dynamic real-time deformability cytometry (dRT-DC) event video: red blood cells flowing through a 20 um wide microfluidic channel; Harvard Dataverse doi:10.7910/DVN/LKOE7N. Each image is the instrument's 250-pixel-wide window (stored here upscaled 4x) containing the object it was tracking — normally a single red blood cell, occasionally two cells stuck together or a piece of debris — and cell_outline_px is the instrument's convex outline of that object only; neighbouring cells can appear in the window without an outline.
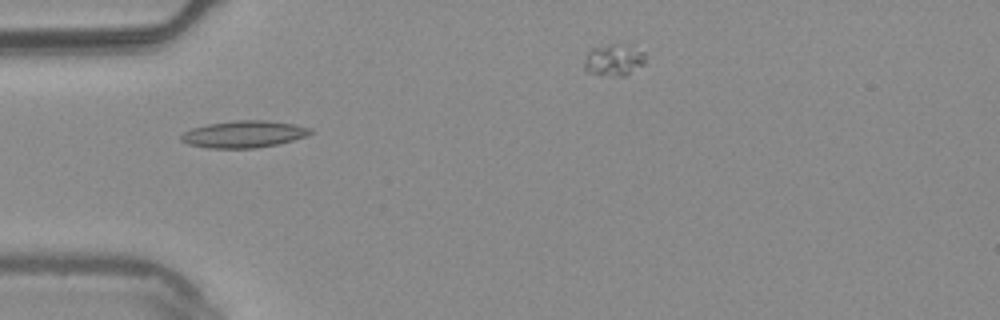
{"species": "common noctule bat (a hibernating species)", "species_latin": "Nyctalus noctula", "temperature_condition": "warm", "stored_images_in_passage": 8, "camera_frame_rate_fps": 3000, "um_per_image_px": 0.085, "animal": {"sex": "male", "body_mass_g": 20.4}, "frame": {"image": 1, "passage_image": 3, "time_ms": 0.667, "image_size_px": [1000, 320], "cell_outline_px": [[312, 132], [304, 136], [292, 140], [276, 144], [256, 148], [208, 148], [188, 144], [180, 140], [180, 136], [184, 132], [192, 128], [208, 124], [236, 120], [268, 120], [292, 124], [312, 128]], "centroid_in_image_um": [20.69, 11.4], "position_along_channel_um": 64.3, "area_um2": 20.11}}
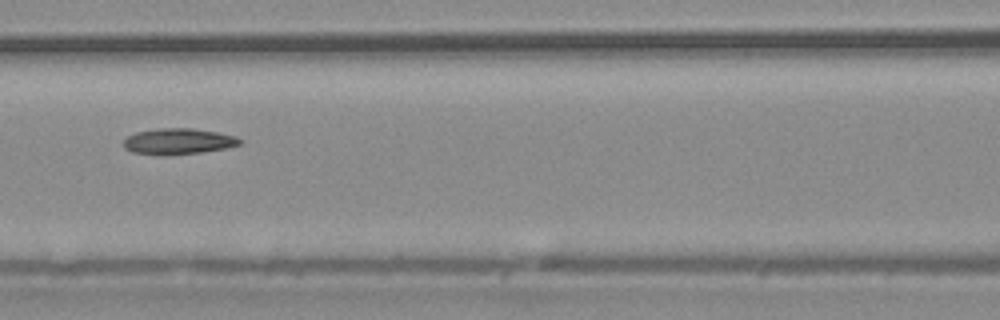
{"frame": {"image": 2, "passage_image": 5, "time_ms": 1.333, "image_size_px": [1000, 320], "cell_outline_px": [[244, 140], [240, 144], [228, 148], [200, 152], [164, 156], [156, 156], [132, 152], [124, 148], [124, 140], [128, 136], [136, 132], [160, 128], [192, 128], [216, 132], [236, 136]], "centroid_in_image_um": [15.15, 12.03], "position_along_channel_um": 151.4, "area_um2": 17.8}}
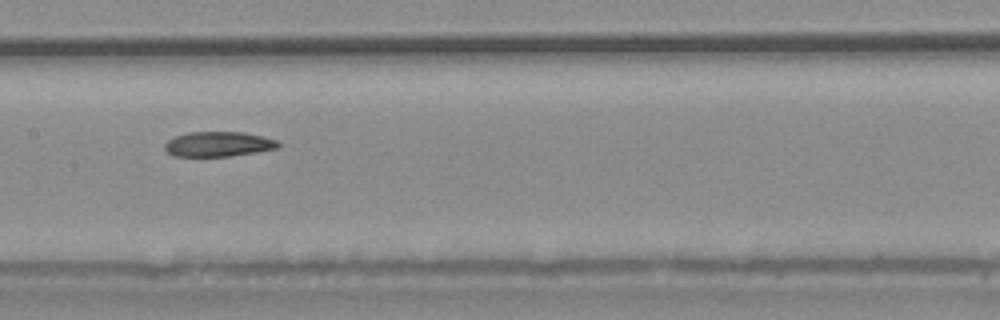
{"frame": {"image": 3, "passage_image": 6, "time_ms": 1.667, "image_size_px": [1000, 320], "cell_outline_px": [[280, 144], [276, 148], [256, 152], [228, 156], [172, 156], [164, 148], [164, 144], [168, 140], [176, 136], [188, 132], [244, 132], [264, 136], [276, 140]], "centroid_in_image_um": [18.54, 12.24], "position_along_channel_um": 188.9, "area_um2": 16.42}}